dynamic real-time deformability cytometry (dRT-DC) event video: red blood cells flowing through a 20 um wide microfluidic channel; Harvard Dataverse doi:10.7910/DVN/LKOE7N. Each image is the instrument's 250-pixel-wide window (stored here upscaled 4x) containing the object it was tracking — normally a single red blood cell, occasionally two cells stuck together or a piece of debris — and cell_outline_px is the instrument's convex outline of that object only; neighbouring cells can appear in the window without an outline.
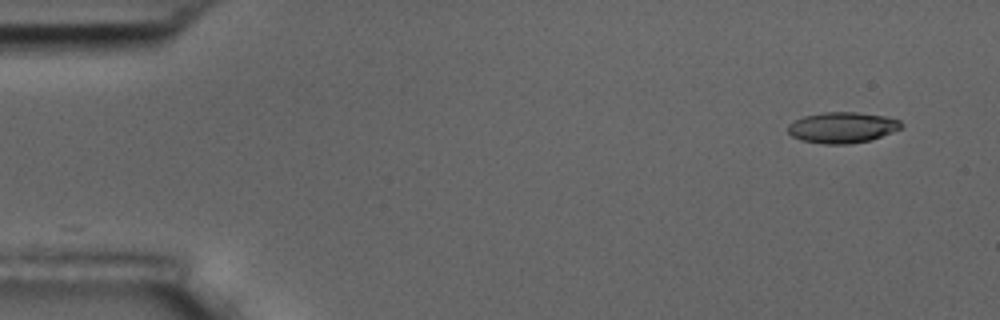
{"species": "common noctule bat (a hibernating species)", "species_latin": "Nyctalus noctula", "temperature_condition": "room temperature", "stored_images_in_passage": 2, "camera_frame_rate_fps": 3000, "um_per_image_px": 0.085, "animal": {"sex": "male", "body_mass_g": 17.5, "forearm_length_mm": 52.3}, "frame": {"image": 1, "passage_image": 2, "time_ms": 1.0, "image_size_px": [1000, 320], "cell_outline_px": [[904, 124], [900, 128], [892, 132], [872, 140], [848, 144], [824, 144], [800, 140], [792, 136], [788, 132], [788, 124], [804, 116], [824, 112], [856, 112], [884, 116], [900, 120]], "centroid_in_image_um": [71.6, 10.84], "position_along_channel_um": 13.4, "area_um2": 20.4}}